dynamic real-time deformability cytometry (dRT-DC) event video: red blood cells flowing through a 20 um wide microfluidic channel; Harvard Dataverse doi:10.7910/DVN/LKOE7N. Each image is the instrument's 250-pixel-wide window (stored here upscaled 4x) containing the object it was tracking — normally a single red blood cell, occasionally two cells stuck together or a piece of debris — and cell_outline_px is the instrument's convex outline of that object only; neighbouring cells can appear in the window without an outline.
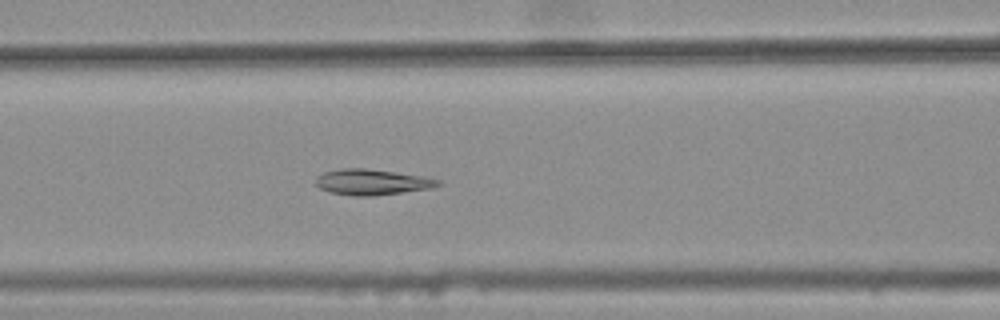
{"species": "common noctule bat (a hibernating species)", "species_latin": "Nyctalus noctula", "temperature_condition": "warm", "stored_images_in_passage": 40, "camera_frame_rate_fps": 3000, "um_per_image_px": 0.085, "animal": {"sex": "female", "body_mass_g": 25.1}, "frame": {"image": 1, "passage_image": 17, "time_ms": 5.333, "image_size_px": [1000, 320], "cell_outline_px": [[444, 184], [432, 188], [372, 196], [352, 196], [328, 192], [320, 188], [316, 184], [316, 176], [324, 172], [340, 168], [364, 168], [396, 172], [424, 176], [440, 180]], "centroid_in_image_um": [31.62, 15.47], "position_along_channel_um": 135.0, "area_um2": 18.5}}
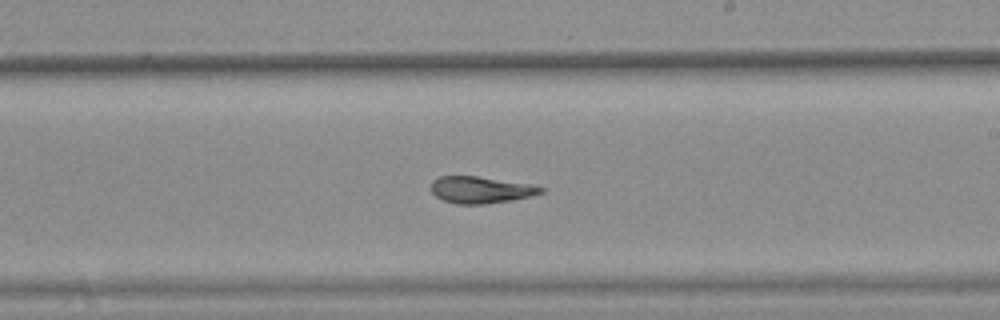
{"frame": {"image": 2, "passage_image": 26, "time_ms": 8.333, "image_size_px": [1000, 320], "cell_outline_px": [[544, 192], [512, 200], [484, 204], [456, 204], [444, 200], [436, 196], [432, 192], [432, 180], [436, 176], [476, 176], [532, 184], [544, 188]], "centroid_in_image_um": [40.85, 16.13], "position_along_channel_um": 248.2, "area_um2": 17.05}}
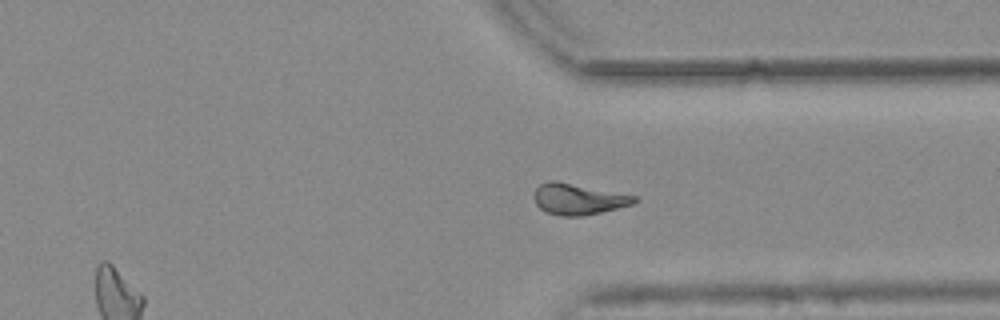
{"frame": {"image": 3, "passage_image": 35, "time_ms": 11.333, "image_size_px": [1000, 320], "cell_outline_px": [[640, 200], [632, 204], [584, 216], [560, 216], [548, 212], [540, 208], [536, 204], [532, 196], [536, 188], [540, 184], [548, 180], [556, 180], [636, 196]], "centroid_in_image_um": [49.12, 16.91], "position_along_channel_um": 362.3, "area_um2": 18.15}, "authors_computed_cell_mechanics": {"area_um2": 18.0047, "velocity_mm_per_s": 3.788, "shape_relaxation_time_tau1_ms": null, "shape_relaxation_time_tau2_ms": 3.1738, "deformation_change_tau1": null, "deformation_change_tau2": 0.0672}}